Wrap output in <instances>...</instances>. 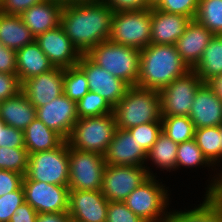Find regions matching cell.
I'll return each mask as SVG.
<instances>
[{"label":"cell","mask_w":222,"mask_h":222,"mask_svg":"<svg viewBox=\"0 0 222 222\" xmlns=\"http://www.w3.org/2000/svg\"><path fill=\"white\" fill-rule=\"evenodd\" d=\"M220 137H221V159H222V124L220 125Z\"/></svg>","instance_id":"53"},{"label":"cell","mask_w":222,"mask_h":222,"mask_svg":"<svg viewBox=\"0 0 222 222\" xmlns=\"http://www.w3.org/2000/svg\"><path fill=\"white\" fill-rule=\"evenodd\" d=\"M70 191L101 190L106 166L104 156L88 151H80L68 145Z\"/></svg>","instance_id":"9"},{"label":"cell","mask_w":222,"mask_h":222,"mask_svg":"<svg viewBox=\"0 0 222 222\" xmlns=\"http://www.w3.org/2000/svg\"><path fill=\"white\" fill-rule=\"evenodd\" d=\"M44 0H3L0 4V12L10 15H21L33 5Z\"/></svg>","instance_id":"45"},{"label":"cell","mask_w":222,"mask_h":222,"mask_svg":"<svg viewBox=\"0 0 222 222\" xmlns=\"http://www.w3.org/2000/svg\"><path fill=\"white\" fill-rule=\"evenodd\" d=\"M161 0H147L148 5L152 7H156Z\"/></svg>","instance_id":"52"},{"label":"cell","mask_w":222,"mask_h":222,"mask_svg":"<svg viewBox=\"0 0 222 222\" xmlns=\"http://www.w3.org/2000/svg\"><path fill=\"white\" fill-rule=\"evenodd\" d=\"M189 118L195 129L222 124V100L208 83H202L196 91Z\"/></svg>","instance_id":"19"},{"label":"cell","mask_w":222,"mask_h":222,"mask_svg":"<svg viewBox=\"0 0 222 222\" xmlns=\"http://www.w3.org/2000/svg\"><path fill=\"white\" fill-rule=\"evenodd\" d=\"M16 51L0 42V73L16 74Z\"/></svg>","instance_id":"46"},{"label":"cell","mask_w":222,"mask_h":222,"mask_svg":"<svg viewBox=\"0 0 222 222\" xmlns=\"http://www.w3.org/2000/svg\"><path fill=\"white\" fill-rule=\"evenodd\" d=\"M214 35L201 23L192 19L184 34L174 44L182 60L192 69Z\"/></svg>","instance_id":"22"},{"label":"cell","mask_w":222,"mask_h":222,"mask_svg":"<svg viewBox=\"0 0 222 222\" xmlns=\"http://www.w3.org/2000/svg\"><path fill=\"white\" fill-rule=\"evenodd\" d=\"M203 83L194 70L159 90L162 116H189L194 96Z\"/></svg>","instance_id":"10"},{"label":"cell","mask_w":222,"mask_h":222,"mask_svg":"<svg viewBox=\"0 0 222 222\" xmlns=\"http://www.w3.org/2000/svg\"><path fill=\"white\" fill-rule=\"evenodd\" d=\"M216 95L222 100V74L208 82Z\"/></svg>","instance_id":"50"},{"label":"cell","mask_w":222,"mask_h":222,"mask_svg":"<svg viewBox=\"0 0 222 222\" xmlns=\"http://www.w3.org/2000/svg\"><path fill=\"white\" fill-rule=\"evenodd\" d=\"M114 12L104 1L64 4L61 23L81 54L109 39Z\"/></svg>","instance_id":"1"},{"label":"cell","mask_w":222,"mask_h":222,"mask_svg":"<svg viewBox=\"0 0 222 222\" xmlns=\"http://www.w3.org/2000/svg\"><path fill=\"white\" fill-rule=\"evenodd\" d=\"M24 175L0 169V197L18 190L22 186Z\"/></svg>","instance_id":"43"},{"label":"cell","mask_w":222,"mask_h":222,"mask_svg":"<svg viewBox=\"0 0 222 222\" xmlns=\"http://www.w3.org/2000/svg\"><path fill=\"white\" fill-rule=\"evenodd\" d=\"M63 90L76 103L89 92L87 76L78 65L64 69Z\"/></svg>","instance_id":"33"},{"label":"cell","mask_w":222,"mask_h":222,"mask_svg":"<svg viewBox=\"0 0 222 222\" xmlns=\"http://www.w3.org/2000/svg\"><path fill=\"white\" fill-rule=\"evenodd\" d=\"M176 154V170L181 166L183 168H196L199 166L208 167L209 169L212 168L210 167L212 165L204 157L195 139L178 144V150Z\"/></svg>","instance_id":"34"},{"label":"cell","mask_w":222,"mask_h":222,"mask_svg":"<svg viewBox=\"0 0 222 222\" xmlns=\"http://www.w3.org/2000/svg\"><path fill=\"white\" fill-rule=\"evenodd\" d=\"M35 36L25 26L20 15L0 12V42L15 51L35 41Z\"/></svg>","instance_id":"25"},{"label":"cell","mask_w":222,"mask_h":222,"mask_svg":"<svg viewBox=\"0 0 222 222\" xmlns=\"http://www.w3.org/2000/svg\"><path fill=\"white\" fill-rule=\"evenodd\" d=\"M36 117L65 140L78 121L76 102L64 93L49 103L36 108Z\"/></svg>","instance_id":"16"},{"label":"cell","mask_w":222,"mask_h":222,"mask_svg":"<svg viewBox=\"0 0 222 222\" xmlns=\"http://www.w3.org/2000/svg\"><path fill=\"white\" fill-rule=\"evenodd\" d=\"M16 62L20 83L54 68L36 41L16 51Z\"/></svg>","instance_id":"23"},{"label":"cell","mask_w":222,"mask_h":222,"mask_svg":"<svg viewBox=\"0 0 222 222\" xmlns=\"http://www.w3.org/2000/svg\"><path fill=\"white\" fill-rule=\"evenodd\" d=\"M102 0H62L64 4H76V3H87V2H98Z\"/></svg>","instance_id":"51"},{"label":"cell","mask_w":222,"mask_h":222,"mask_svg":"<svg viewBox=\"0 0 222 222\" xmlns=\"http://www.w3.org/2000/svg\"><path fill=\"white\" fill-rule=\"evenodd\" d=\"M25 147L24 131L8 126L0 118V147Z\"/></svg>","instance_id":"41"},{"label":"cell","mask_w":222,"mask_h":222,"mask_svg":"<svg viewBox=\"0 0 222 222\" xmlns=\"http://www.w3.org/2000/svg\"><path fill=\"white\" fill-rule=\"evenodd\" d=\"M21 91L17 74L0 73V101L16 96Z\"/></svg>","instance_id":"42"},{"label":"cell","mask_w":222,"mask_h":222,"mask_svg":"<svg viewBox=\"0 0 222 222\" xmlns=\"http://www.w3.org/2000/svg\"><path fill=\"white\" fill-rule=\"evenodd\" d=\"M25 202L23 186L0 197V222H9L16 209Z\"/></svg>","instance_id":"39"},{"label":"cell","mask_w":222,"mask_h":222,"mask_svg":"<svg viewBox=\"0 0 222 222\" xmlns=\"http://www.w3.org/2000/svg\"><path fill=\"white\" fill-rule=\"evenodd\" d=\"M194 19L213 35H222V0H199Z\"/></svg>","instance_id":"31"},{"label":"cell","mask_w":222,"mask_h":222,"mask_svg":"<svg viewBox=\"0 0 222 222\" xmlns=\"http://www.w3.org/2000/svg\"><path fill=\"white\" fill-rule=\"evenodd\" d=\"M87 55L130 87L137 85L140 66L139 49L106 40L93 47Z\"/></svg>","instance_id":"4"},{"label":"cell","mask_w":222,"mask_h":222,"mask_svg":"<svg viewBox=\"0 0 222 222\" xmlns=\"http://www.w3.org/2000/svg\"><path fill=\"white\" fill-rule=\"evenodd\" d=\"M68 213H43L37 215L36 222H68Z\"/></svg>","instance_id":"49"},{"label":"cell","mask_w":222,"mask_h":222,"mask_svg":"<svg viewBox=\"0 0 222 222\" xmlns=\"http://www.w3.org/2000/svg\"><path fill=\"white\" fill-rule=\"evenodd\" d=\"M23 180H32L68 186L69 158L68 143L48 151L29 154L28 169Z\"/></svg>","instance_id":"6"},{"label":"cell","mask_w":222,"mask_h":222,"mask_svg":"<svg viewBox=\"0 0 222 222\" xmlns=\"http://www.w3.org/2000/svg\"><path fill=\"white\" fill-rule=\"evenodd\" d=\"M77 65L87 76L89 91L101 95L113 108L130 88L126 82L96 64L87 54L80 56Z\"/></svg>","instance_id":"13"},{"label":"cell","mask_w":222,"mask_h":222,"mask_svg":"<svg viewBox=\"0 0 222 222\" xmlns=\"http://www.w3.org/2000/svg\"><path fill=\"white\" fill-rule=\"evenodd\" d=\"M63 7L62 0H44L27 9L20 17L25 26L37 37L60 25Z\"/></svg>","instance_id":"21"},{"label":"cell","mask_w":222,"mask_h":222,"mask_svg":"<svg viewBox=\"0 0 222 222\" xmlns=\"http://www.w3.org/2000/svg\"><path fill=\"white\" fill-rule=\"evenodd\" d=\"M106 222H145L134 214L124 202H109Z\"/></svg>","instance_id":"40"},{"label":"cell","mask_w":222,"mask_h":222,"mask_svg":"<svg viewBox=\"0 0 222 222\" xmlns=\"http://www.w3.org/2000/svg\"><path fill=\"white\" fill-rule=\"evenodd\" d=\"M116 127L128 130L148 122L162 121L160 97L157 90L130 87L113 108Z\"/></svg>","instance_id":"3"},{"label":"cell","mask_w":222,"mask_h":222,"mask_svg":"<svg viewBox=\"0 0 222 222\" xmlns=\"http://www.w3.org/2000/svg\"><path fill=\"white\" fill-rule=\"evenodd\" d=\"M29 154L25 147H0V169L13 171L25 176Z\"/></svg>","instance_id":"36"},{"label":"cell","mask_w":222,"mask_h":222,"mask_svg":"<svg viewBox=\"0 0 222 222\" xmlns=\"http://www.w3.org/2000/svg\"><path fill=\"white\" fill-rule=\"evenodd\" d=\"M165 187L155 176H150L129 194L124 203L145 222H162L168 213L170 203L169 191Z\"/></svg>","instance_id":"7"},{"label":"cell","mask_w":222,"mask_h":222,"mask_svg":"<svg viewBox=\"0 0 222 222\" xmlns=\"http://www.w3.org/2000/svg\"><path fill=\"white\" fill-rule=\"evenodd\" d=\"M63 80L64 69L54 67L48 72L23 81L21 92L38 108L64 93Z\"/></svg>","instance_id":"18"},{"label":"cell","mask_w":222,"mask_h":222,"mask_svg":"<svg viewBox=\"0 0 222 222\" xmlns=\"http://www.w3.org/2000/svg\"><path fill=\"white\" fill-rule=\"evenodd\" d=\"M25 202L38 214L68 213L69 187L45 182L23 180Z\"/></svg>","instance_id":"12"},{"label":"cell","mask_w":222,"mask_h":222,"mask_svg":"<svg viewBox=\"0 0 222 222\" xmlns=\"http://www.w3.org/2000/svg\"><path fill=\"white\" fill-rule=\"evenodd\" d=\"M162 132L177 144L194 139L195 127L189 116H162Z\"/></svg>","instance_id":"32"},{"label":"cell","mask_w":222,"mask_h":222,"mask_svg":"<svg viewBox=\"0 0 222 222\" xmlns=\"http://www.w3.org/2000/svg\"><path fill=\"white\" fill-rule=\"evenodd\" d=\"M191 19L188 16L167 13L151 8V43L174 45L184 34Z\"/></svg>","instance_id":"20"},{"label":"cell","mask_w":222,"mask_h":222,"mask_svg":"<svg viewBox=\"0 0 222 222\" xmlns=\"http://www.w3.org/2000/svg\"><path fill=\"white\" fill-rule=\"evenodd\" d=\"M64 141L61 135L48 128L37 117L24 130V145L28 154L52 150Z\"/></svg>","instance_id":"26"},{"label":"cell","mask_w":222,"mask_h":222,"mask_svg":"<svg viewBox=\"0 0 222 222\" xmlns=\"http://www.w3.org/2000/svg\"><path fill=\"white\" fill-rule=\"evenodd\" d=\"M194 139L212 167L221 166L220 126L195 129Z\"/></svg>","instance_id":"30"},{"label":"cell","mask_w":222,"mask_h":222,"mask_svg":"<svg viewBox=\"0 0 222 222\" xmlns=\"http://www.w3.org/2000/svg\"><path fill=\"white\" fill-rule=\"evenodd\" d=\"M199 0H161L155 7L167 13L188 16L191 20L195 18Z\"/></svg>","instance_id":"38"},{"label":"cell","mask_w":222,"mask_h":222,"mask_svg":"<svg viewBox=\"0 0 222 222\" xmlns=\"http://www.w3.org/2000/svg\"><path fill=\"white\" fill-rule=\"evenodd\" d=\"M0 118L6 125L24 131L36 118V108L20 91L16 96L0 101Z\"/></svg>","instance_id":"24"},{"label":"cell","mask_w":222,"mask_h":222,"mask_svg":"<svg viewBox=\"0 0 222 222\" xmlns=\"http://www.w3.org/2000/svg\"><path fill=\"white\" fill-rule=\"evenodd\" d=\"M138 144L148 152L162 132V121L148 122L128 129Z\"/></svg>","instance_id":"37"},{"label":"cell","mask_w":222,"mask_h":222,"mask_svg":"<svg viewBox=\"0 0 222 222\" xmlns=\"http://www.w3.org/2000/svg\"><path fill=\"white\" fill-rule=\"evenodd\" d=\"M203 83H208L222 74V35H214L198 63L192 68Z\"/></svg>","instance_id":"28"},{"label":"cell","mask_w":222,"mask_h":222,"mask_svg":"<svg viewBox=\"0 0 222 222\" xmlns=\"http://www.w3.org/2000/svg\"><path fill=\"white\" fill-rule=\"evenodd\" d=\"M38 213L27 202L20 205L9 222H36Z\"/></svg>","instance_id":"48"},{"label":"cell","mask_w":222,"mask_h":222,"mask_svg":"<svg viewBox=\"0 0 222 222\" xmlns=\"http://www.w3.org/2000/svg\"><path fill=\"white\" fill-rule=\"evenodd\" d=\"M147 152L128 130L117 128L110 142L104 160L106 165L145 166L149 176H155L146 164Z\"/></svg>","instance_id":"15"},{"label":"cell","mask_w":222,"mask_h":222,"mask_svg":"<svg viewBox=\"0 0 222 222\" xmlns=\"http://www.w3.org/2000/svg\"><path fill=\"white\" fill-rule=\"evenodd\" d=\"M189 70L175 45L151 43L140 50L136 87L159 91Z\"/></svg>","instance_id":"2"},{"label":"cell","mask_w":222,"mask_h":222,"mask_svg":"<svg viewBox=\"0 0 222 222\" xmlns=\"http://www.w3.org/2000/svg\"><path fill=\"white\" fill-rule=\"evenodd\" d=\"M177 150L178 144L161 132L147 152L146 162L152 161L156 168L162 169L161 171H176Z\"/></svg>","instance_id":"29"},{"label":"cell","mask_w":222,"mask_h":222,"mask_svg":"<svg viewBox=\"0 0 222 222\" xmlns=\"http://www.w3.org/2000/svg\"><path fill=\"white\" fill-rule=\"evenodd\" d=\"M35 41L50 63L57 68L66 69L76 66L82 55L65 34L61 25L38 35Z\"/></svg>","instance_id":"14"},{"label":"cell","mask_w":222,"mask_h":222,"mask_svg":"<svg viewBox=\"0 0 222 222\" xmlns=\"http://www.w3.org/2000/svg\"><path fill=\"white\" fill-rule=\"evenodd\" d=\"M203 200L190 210L169 211L162 222H222V205L206 194Z\"/></svg>","instance_id":"27"},{"label":"cell","mask_w":222,"mask_h":222,"mask_svg":"<svg viewBox=\"0 0 222 222\" xmlns=\"http://www.w3.org/2000/svg\"><path fill=\"white\" fill-rule=\"evenodd\" d=\"M78 118L113 113V107L98 93L89 91L77 103Z\"/></svg>","instance_id":"35"},{"label":"cell","mask_w":222,"mask_h":222,"mask_svg":"<svg viewBox=\"0 0 222 222\" xmlns=\"http://www.w3.org/2000/svg\"><path fill=\"white\" fill-rule=\"evenodd\" d=\"M149 177L145 166L106 165L101 191L109 202H124Z\"/></svg>","instance_id":"11"},{"label":"cell","mask_w":222,"mask_h":222,"mask_svg":"<svg viewBox=\"0 0 222 222\" xmlns=\"http://www.w3.org/2000/svg\"><path fill=\"white\" fill-rule=\"evenodd\" d=\"M108 40L139 50L147 47L151 44V8L115 12Z\"/></svg>","instance_id":"8"},{"label":"cell","mask_w":222,"mask_h":222,"mask_svg":"<svg viewBox=\"0 0 222 222\" xmlns=\"http://www.w3.org/2000/svg\"><path fill=\"white\" fill-rule=\"evenodd\" d=\"M213 176L209 181V185H207L208 187L205 188V190L207 189L205 194L216 203L222 205V170H219Z\"/></svg>","instance_id":"47"},{"label":"cell","mask_w":222,"mask_h":222,"mask_svg":"<svg viewBox=\"0 0 222 222\" xmlns=\"http://www.w3.org/2000/svg\"><path fill=\"white\" fill-rule=\"evenodd\" d=\"M108 204L101 190L70 191L68 215L74 222H106Z\"/></svg>","instance_id":"17"},{"label":"cell","mask_w":222,"mask_h":222,"mask_svg":"<svg viewBox=\"0 0 222 222\" xmlns=\"http://www.w3.org/2000/svg\"><path fill=\"white\" fill-rule=\"evenodd\" d=\"M116 129L113 113L79 118L66 141L71 148L104 156Z\"/></svg>","instance_id":"5"},{"label":"cell","mask_w":222,"mask_h":222,"mask_svg":"<svg viewBox=\"0 0 222 222\" xmlns=\"http://www.w3.org/2000/svg\"><path fill=\"white\" fill-rule=\"evenodd\" d=\"M112 11H138L151 8L147 0H103Z\"/></svg>","instance_id":"44"}]
</instances>
